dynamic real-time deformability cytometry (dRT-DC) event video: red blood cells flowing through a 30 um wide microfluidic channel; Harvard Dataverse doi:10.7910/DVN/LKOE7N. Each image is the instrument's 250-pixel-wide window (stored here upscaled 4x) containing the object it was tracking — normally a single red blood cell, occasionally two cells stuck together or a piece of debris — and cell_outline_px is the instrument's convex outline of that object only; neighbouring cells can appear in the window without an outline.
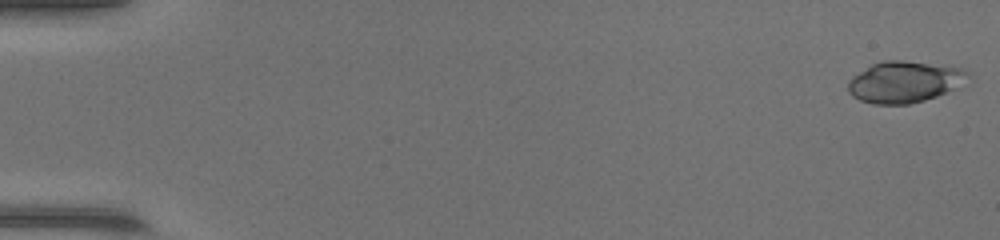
{"species": "common noctule bat (a hibernating species)", "species_latin": "Nyctalus noctula", "temperature_condition": "warm", "stored_images_in_passage": 48, "camera_frame_rate_fps": 3000, "um_per_image_px": 0.085, "animal": {"sex": "female", "body_mass_g": 17.0, "forearm_length_mm": 48.0}, "frame": {"image": 1, "passage_image": 1, "time_ms": 0.0, "image_size_px": [1000, 240], "cell_outline_px": [[972, 72], [952, 88], [936, 96], [924, 100], [908, 104], [872, 104], [860, 100], [852, 96], [848, 92], [848, 80], [852, 76], [872, 64], [884, 60], [904, 60], [960, 68]], "centroid_in_image_um": [76.78, 6.96], "position_along_channel_um": 8.2, "area_um2": 28.38}}
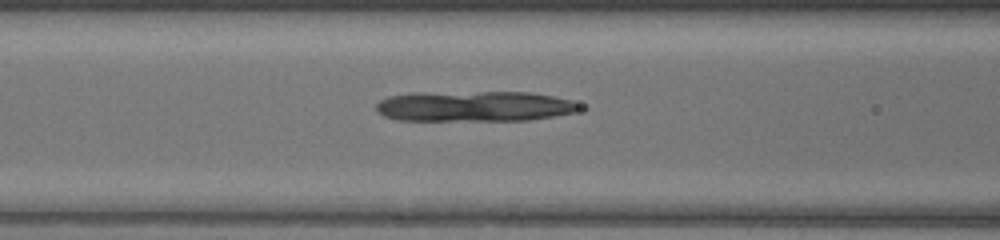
{"frame": {"image": 2, "passage_image": 21, "time_ms": 6.667, "image_size_px": [1000, 240], "cell_outline_px": [[588, 108], [576, 112], [528, 120], [396, 120], [384, 116], [376, 112], [376, 104], [380, 100], [388, 96], [412, 92], [532, 92], [572, 100]], "centroid_in_image_um": [40.33, 9.02], "position_along_channel_um": 126.3, "area_um2": 36.59}}
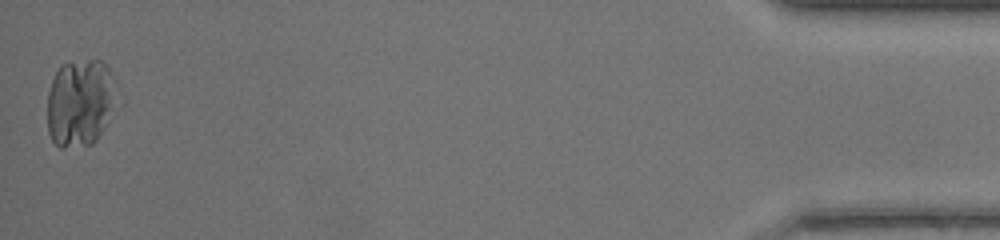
{"frame": {"image": 3, "passage_image": 48, "time_ms": 15.667, "image_size_px": [1000, 240], "cell_outline_px": [[116, 104], [104, 128], [96, 140], [92, 144], [64, 148], [60, 148], [52, 140], [48, 132], [48, 92], [52, 80], [60, 64], [88, 60], [100, 60], [108, 68], [116, 100]], "centroid_in_image_um": [6.78, 8.76], "position_along_channel_um": 428.4, "area_um2": 35.03}}